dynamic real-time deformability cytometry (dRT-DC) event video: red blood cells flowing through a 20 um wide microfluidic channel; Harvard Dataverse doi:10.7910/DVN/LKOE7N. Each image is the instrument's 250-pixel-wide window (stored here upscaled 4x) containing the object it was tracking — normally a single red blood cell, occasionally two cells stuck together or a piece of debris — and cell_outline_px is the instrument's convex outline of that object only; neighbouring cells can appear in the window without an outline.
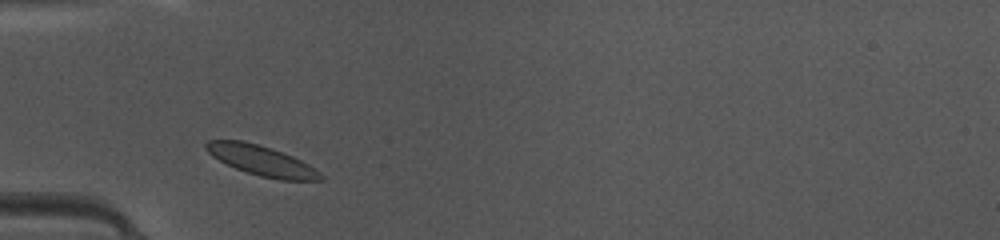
{"species": "common noctule bat (a hibernating species)", "species_latin": "Nyctalus noctula", "temperature_condition": "warm", "stored_images_in_passage": 36, "camera_frame_rate_fps": 3000, "um_per_image_px": 0.085, "animal": {"sex": "female", "body_mass_g": 10.0, "forearm_length_mm": 53.1}, "frame": {"image": 1, "passage_image": 3, "time_ms": 0.667, "image_size_px": [1000, 240], "cell_outline_px": [[324, 180], [280, 180], [260, 176], [236, 168], [212, 156], [204, 148], [204, 144], [208, 140], [244, 140], [260, 144], [292, 156], [308, 164], [320, 172], [324, 176]], "centroid_in_image_um": [22.23, 13.64], "position_along_channel_um": 62.8, "area_um2": 19.94}}
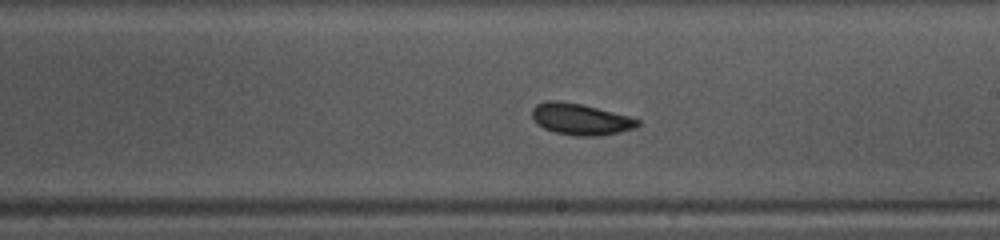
{"frame": {"image": 2, "passage_image": 16, "time_ms": 5.0, "image_size_px": [1000, 240], "cell_outline_px": [[640, 124], [636, 128], [620, 132], [600, 136], [576, 136], [556, 132], [544, 128], [536, 124], [532, 116], [532, 108], [536, 104], [548, 100], [556, 100], [580, 104], [628, 116], [640, 120]], "centroid_in_image_um": [49.33, 10.14], "position_along_channel_um": 239.7, "area_um2": 19.25}}
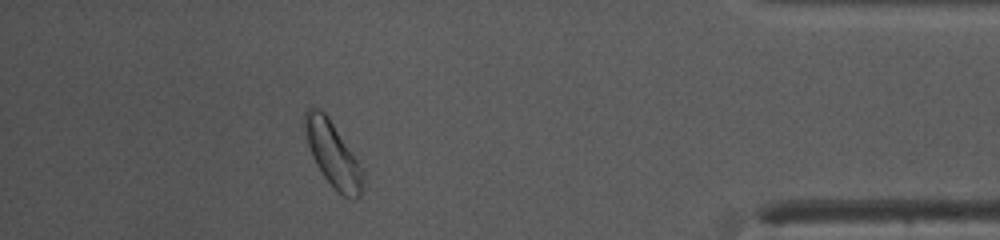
{"frame": {"image": 3, "passage_image": 31, "time_ms": 10.0, "image_size_px": [1000, 240], "cell_outline_px": [[364, 188], [360, 196], [356, 200], [352, 200], [340, 196], [324, 176], [316, 164], [312, 156], [308, 144], [304, 128], [304, 112], [308, 108], [316, 108], [324, 112], [328, 116], [364, 168]], "centroid_in_image_um": [28.35, 13.17], "position_along_channel_um": 406.9, "area_um2": 22.43}, "authors_computed_cell_mechanics": {"area_um2": 19.3919, "velocity_mm_per_s": 4.1414, "shape_relaxation_time_tau1_ms": 2.5755, "shape_relaxation_time_tau2_ms": 1.5819, "deformation_change_tau1": 0.0702, "deformation_change_tau2": 0.0484}}